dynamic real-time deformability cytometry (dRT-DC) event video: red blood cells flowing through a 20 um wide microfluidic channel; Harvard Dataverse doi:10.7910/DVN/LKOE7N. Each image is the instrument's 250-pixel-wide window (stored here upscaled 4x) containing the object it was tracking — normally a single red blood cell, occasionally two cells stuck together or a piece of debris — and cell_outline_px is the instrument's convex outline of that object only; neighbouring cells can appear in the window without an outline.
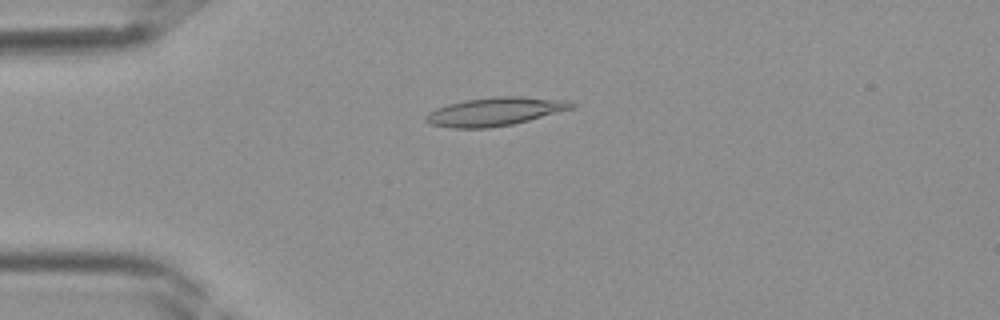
{"species": "Egyptian fruit bat (a non-hibernating species)", "species_latin": "Rousettus aegyptiacus", "temperature_condition": "room temperature", "stored_images_in_passage": 39, "camera_frame_rate_fps": 3000, "um_per_image_px": 0.085, "frame": {"image": 1, "passage_image": 10, "time_ms": 3.0, "image_size_px": [1000, 320], "cell_outline_px": [[580, 104], [572, 108], [528, 120], [512, 124], [488, 128], [452, 128], [432, 124], [424, 120], [424, 116], [428, 112], [436, 108], [448, 104], [464, 100], [492, 96], [520, 96], [572, 100]], "centroid_in_image_um": [42.1, 9.46], "position_along_channel_um": 42.9, "area_um2": 24.28}}
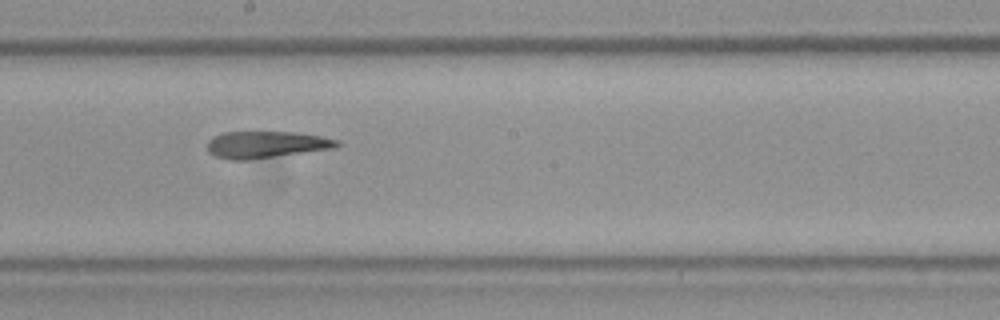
{"frame": {"image": 2, "passage_image": 22, "time_ms": 7.0, "image_size_px": [1000, 320], "cell_outline_px": [[340, 144], [336, 148], [248, 160], [232, 160], [216, 156], [208, 152], [208, 140], [224, 132], [296, 132], [320, 136], [340, 140]], "centroid_in_image_um": [22.65, 12.29], "position_along_channel_um": 225.5, "area_um2": 20.23}}
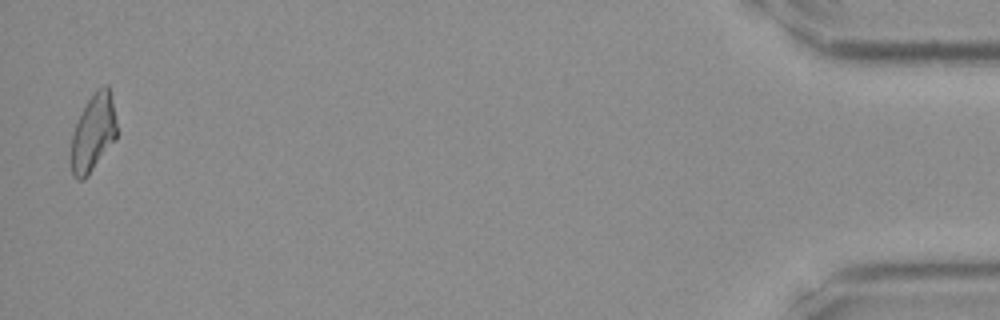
{"frame": {"image": 3, "passage_image": 39, "time_ms": 12.667, "image_size_px": [1000, 320], "cell_outline_px": [[116, 140], [88, 176], [84, 180], [76, 180], [72, 176], [68, 156], [72, 132], [88, 100], [96, 88], [104, 84], [108, 84], [116, 124]], "centroid_in_image_um": [7.87, 11.38], "position_along_channel_um": 427.3, "area_um2": 21.04}}